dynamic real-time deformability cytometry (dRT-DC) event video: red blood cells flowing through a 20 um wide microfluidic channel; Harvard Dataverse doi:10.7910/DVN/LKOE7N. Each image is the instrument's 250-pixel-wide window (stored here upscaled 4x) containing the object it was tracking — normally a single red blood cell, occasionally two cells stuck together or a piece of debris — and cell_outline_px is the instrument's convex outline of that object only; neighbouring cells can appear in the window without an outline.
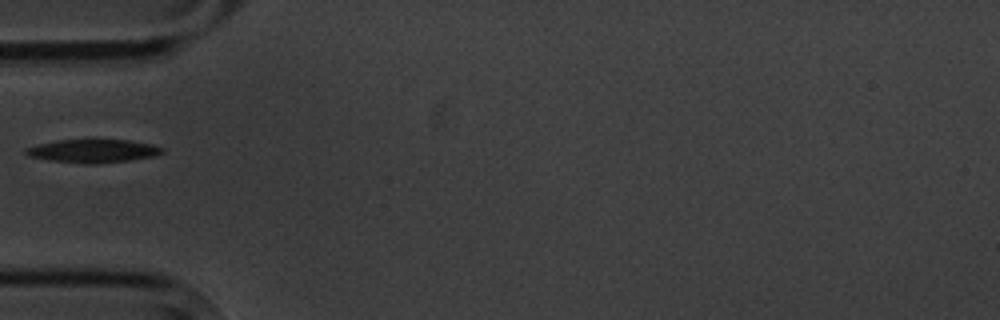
{"species": "common noctule bat (a hibernating species)", "species_latin": "Nyctalus noctula", "temperature_condition": "cold", "stored_images_in_passage": 1, "camera_frame_rate_fps": 3000, "um_per_image_px": 0.085, "animal": {"sex": "male", "body_mass_g": 20.1, "forearm_length_mm": 53.5}, "frame": {"image": 1, "passage_image": 1, "time_ms": 0.0, "image_size_px": [1000, 320], "cell_outline_px": [[164, 152], [156, 156], [132, 160], [96, 164], [84, 164], [48, 160], [28, 156], [24, 152], [24, 148], [56, 140], [128, 140], [152, 144], [164, 148]], "centroid_in_image_um": [7.92, 12.84], "position_along_channel_um": 77.1, "area_um2": 18.67}}